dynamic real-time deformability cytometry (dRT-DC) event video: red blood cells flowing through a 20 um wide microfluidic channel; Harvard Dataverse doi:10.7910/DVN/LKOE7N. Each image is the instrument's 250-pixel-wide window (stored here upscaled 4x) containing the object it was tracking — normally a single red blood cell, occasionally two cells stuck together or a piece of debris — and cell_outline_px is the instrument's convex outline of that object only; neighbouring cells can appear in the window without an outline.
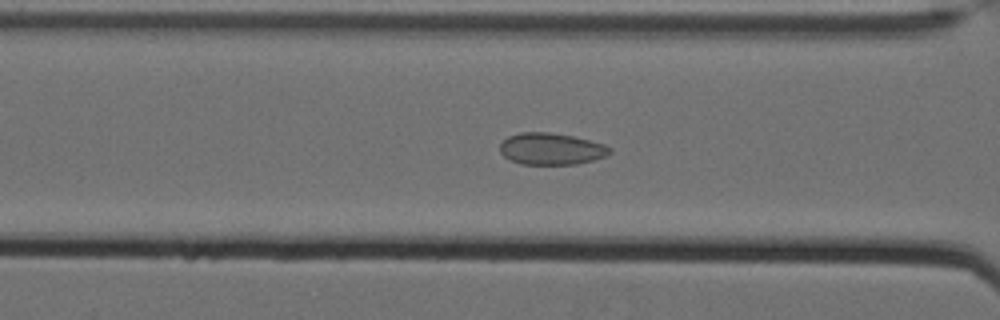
{"species": "Egyptian fruit bat (a non-hibernating species)", "species_latin": "Rousettus aegyptiacus", "temperature_condition": "cold", "stored_images_in_passage": 34, "camera_frame_rate_fps": 3000, "um_per_image_px": 0.085, "animal": {"sex": "female"}, "frame": {"image": 1, "passage_image": 29, "time_ms": 9.333, "image_size_px": [1000, 320], "cell_outline_px": [[612, 152], [604, 156], [592, 160], [576, 164], [520, 164], [504, 156], [500, 152], [500, 144], [508, 136], [520, 132], [548, 132], [572, 136], [604, 144], [612, 148]], "centroid_in_image_um": [46.84, 12.65], "position_along_channel_um": 119.8, "area_um2": 20.17}}